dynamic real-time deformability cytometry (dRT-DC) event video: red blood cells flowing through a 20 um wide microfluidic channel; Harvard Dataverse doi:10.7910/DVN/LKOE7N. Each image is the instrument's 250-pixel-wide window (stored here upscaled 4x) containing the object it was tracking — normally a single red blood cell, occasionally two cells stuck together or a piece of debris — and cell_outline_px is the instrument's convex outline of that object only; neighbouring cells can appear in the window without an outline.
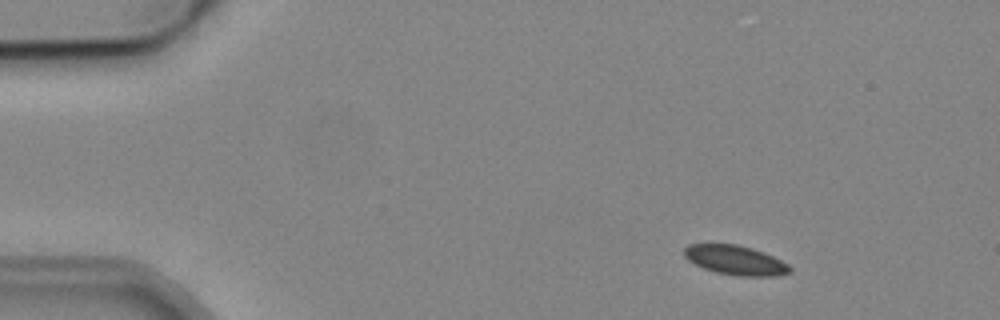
{"species": "common noctule bat (a hibernating species)", "species_latin": "Nyctalus noctula", "temperature_condition": "cold", "stored_images_in_passage": 6, "camera_frame_rate_fps": 3000, "um_per_image_px": 0.085, "animal": {"sex": "male", "body_mass_g": 19.2, "forearm_length_mm": 51.8}, "frame": {"image": 1, "passage_image": 2, "time_ms": 1.0, "image_size_px": [1000, 320], "cell_outline_px": [[792, 272], [776, 276], [740, 276], [716, 272], [704, 268], [688, 260], [684, 256], [684, 248], [688, 244], [736, 244], [752, 248], [764, 252], [788, 264], [792, 268]], "centroid_in_image_um": [62.52, 22.11], "position_along_channel_um": 22.5, "area_um2": 18.09}}